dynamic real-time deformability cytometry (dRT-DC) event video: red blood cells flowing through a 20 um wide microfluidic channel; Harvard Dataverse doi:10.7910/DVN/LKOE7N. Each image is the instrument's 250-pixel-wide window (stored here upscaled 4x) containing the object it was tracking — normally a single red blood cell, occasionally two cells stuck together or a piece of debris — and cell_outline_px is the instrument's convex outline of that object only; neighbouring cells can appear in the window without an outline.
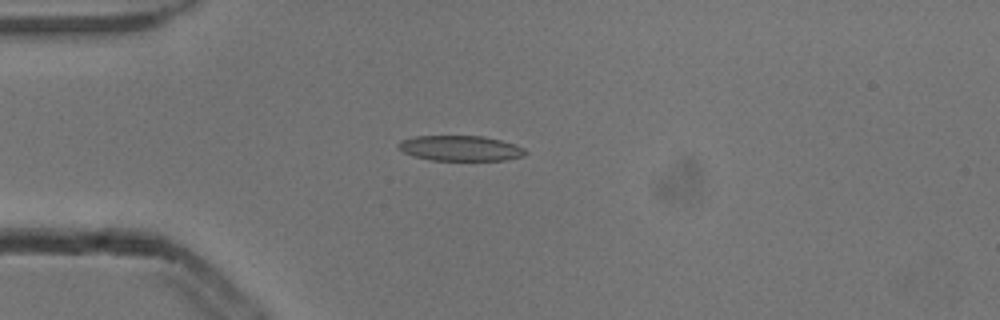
{"species": "common noctule bat (a hibernating species)", "species_latin": "Nyctalus noctula", "temperature_condition": "cold", "stored_images_in_passage": 4, "camera_frame_rate_fps": 3000, "um_per_image_px": 0.085, "animal": {"sex": "male", "body_mass_g": 13.3}, "frame": {"image": 1, "passage_image": 4, "time_ms": 1.0, "image_size_px": [1000, 320], "cell_outline_px": [[528, 152], [524, 156], [508, 160], [432, 160], [412, 156], [396, 148], [396, 144], [400, 140], [416, 136], [484, 136], [516, 144], [524, 148]], "centroid_in_image_um": [39.13, 12.6], "position_along_channel_um": 45.9, "area_um2": 18.96}}